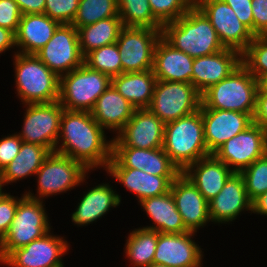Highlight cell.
I'll return each instance as SVG.
<instances>
[{"mask_svg": "<svg viewBox=\"0 0 267 267\" xmlns=\"http://www.w3.org/2000/svg\"><path fill=\"white\" fill-rule=\"evenodd\" d=\"M253 123L267 130V93H257Z\"/></svg>", "mask_w": 267, "mask_h": 267, "instance_id": "obj_47", "label": "cell"}, {"mask_svg": "<svg viewBox=\"0 0 267 267\" xmlns=\"http://www.w3.org/2000/svg\"><path fill=\"white\" fill-rule=\"evenodd\" d=\"M4 185L3 181L0 178V199L6 194V193H2V186Z\"/></svg>", "mask_w": 267, "mask_h": 267, "instance_id": "obj_52", "label": "cell"}, {"mask_svg": "<svg viewBox=\"0 0 267 267\" xmlns=\"http://www.w3.org/2000/svg\"><path fill=\"white\" fill-rule=\"evenodd\" d=\"M22 13L24 14H43L45 9V0H14Z\"/></svg>", "mask_w": 267, "mask_h": 267, "instance_id": "obj_48", "label": "cell"}, {"mask_svg": "<svg viewBox=\"0 0 267 267\" xmlns=\"http://www.w3.org/2000/svg\"><path fill=\"white\" fill-rule=\"evenodd\" d=\"M84 64L90 69L108 75L110 78L122 74V63L117 43L91 51L84 57Z\"/></svg>", "mask_w": 267, "mask_h": 267, "instance_id": "obj_35", "label": "cell"}, {"mask_svg": "<svg viewBox=\"0 0 267 267\" xmlns=\"http://www.w3.org/2000/svg\"><path fill=\"white\" fill-rule=\"evenodd\" d=\"M147 215L156 226L143 227L159 233H186L181 215L179 214L171 191L159 196L149 197L140 201Z\"/></svg>", "mask_w": 267, "mask_h": 267, "instance_id": "obj_28", "label": "cell"}, {"mask_svg": "<svg viewBox=\"0 0 267 267\" xmlns=\"http://www.w3.org/2000/svg\"><path fill=\"white\" fill-rule=\"evenodd\" d=\"M111 78L86 64L59 77V98L66 110L91 111L110 86Z\"/></svg>", "mask_w": 267, "mask_h": 267, "instance_id": "obj_6", "label": "cell"}, {"mask_svg": "<svg viewBox=\"0 0 267 267\" xmlns=\"http://www.w3.org/2000/svg\"><path fill=\"white\" fill-rule=\"evenodd\" d=\"M148 149L113 147L107 168H133L147 173Z\"/></svg>", "mask_w": 267, "mask_h": 267, "instance_id": "obj_38", "label": "cell"}, {"mask_svg": "<svg viewBox=\"0 0 267 267\" xmlns=\"http://www.w3.org/2000/svg\"><path fill=\"white\" fill-rule=\"evenodd\" d=\"M251 201L267 191V153L240 172Z\"/></svg>", "mask_w": 267, "mask_h": 267, "instance_id": "obj_37", "label": "cell"}, {"mask_svg": "<svg viewBox=\"0 0 267 267\" xmlns=\"http://www.w3.org/2000/svg\"><path fill=\"white\" fill-rule=\"evenodd\" d=\"M60 23L46 14H24L15 33L21 54L35 55L52 38Z\"/></svg>", "mask_w": 267, "mask_h": 267, "instance_id": "obj_24", "label": "cell"}, {"mask_svg": "<svg viewBox=\"0 0 267 267\" xmlns=\"http://www.w3.org/2000/svg\"><path fill=\"white\" fill-rule=\"evenodd\" d=\"M121 198L109 184L98 185L89 190L78 203L72 214V221L77 225L89 224L102 217L110 207L120 204Z\"/></svg>", "mask_w": 267, "mask_h": 267, "instance_id": "obj_29", "label": "cell"}, {"mask_svg": "<svg viewBox=\"0 0 267 267\" xmlns=\"http://www.w3.org/2000/svg\"><path fill=\"white\" fill-rule=\"evenodd\" d=\"M124 27L120 17H110L77 29L80 52L85 57L99 47L116 43Z\"/></svg>", "mask_w": 267, "mask_h": 267, "instance_id": "obj_31", "label": "cell"}, {"mask_svg": "<svg viewBox=\"0 0 267 267\" xmlns=\"http://www.w3.org/2000/svg\"><path fill=\"white\" fill-rule=\"evenodd\" d=\"M41 199L23 195L8 232L0 240V262L13 250L29 244L50 232Z\"/></svg>", "mask_w": 267, "mask_h": 267, "instance_id": "obj_7", "label": "cell"}, {"mask_svg": "<svg viewBox=\"0 0 267 267\" xmlns=\"http://www.w3.org/2000/svg\"><path fill=\"white\" fill-rule=\"evenodd\" d=\"M61 147L55 152L71 157L89 169L106 166L112 158L113 142L105 139L103 128L96 123L89 111L64 109L61 117L58 142Z\"/></svg>", "mask_w": 267, "mask_h": 267, "instance_id": "obj_1", "label": "cell"}, {"mask_svg": "<svg viewBox=\"0 0 267 267\" xmlns=\"http://www.w3.org/2000/svg\"><path fill=\"white\" fill-rule=\"evenodd\" d=\"M253 34L265 36L267 34V0H252Z\"/></svg>", "mask_w": 267, "mask_h": 267, "instance_id": "obj_45", "label": "cell"}, {"mask_svg": "<svg viewBox=\"0 0 267 267\" xmlns=\"http://www.w3.org/2000/svg\"><path fill=\"white\" fill-rule=\"evenodd\" d=\"M170 191L188 231L195 233L210 221L209 202L186 175L181 173L172 182Z\"/></svg>", "mask_w": 267, "mask_h": 267, "instance_id": "obj_19", "label": "cell"}, {"mask_svg": "<svg viewBox=\"0 0 267 267\" xmlns=\"http://www.w3.org/2000/svg\"><path fill=\"white\" fill-rule=\"evenodd\" d=\"M162 36V29L124 26L116 41L122 73L153 69L154 49Z\"/></svg>", "mask_w": 267, "mask_h": 267, "instance_id": "obj_9", "label": "cell"}, {"mask_svg": "<svg viewBox=\"0 0 267 267\" xmlns=\"http://www.w3.org/2000/svg\"><path fill=\"white\" fill-rule=\"evenodd\" d=\"M120 183L135 192L139 202L167 193L178 176H156L133 168H106Z\"/></svg>", "mask_w": 267, "mask_h": 267, "instance_id": "obj_26", "label": "cell"}, {"mask_svg": "<svg viewBox=\"0 0 267 267\" xmlns=\"http://www.w3.org/2000/svg\"><path fill=\"white\" fill-rule=\"evenodd\" d=\"M208 152L213 154L227 140L247 129L253 118L238 111L200 109Z\"/></svg>", "mask_w": 267, "mask_h": 267, "instance_id": "obj_17", "label": "cell"}, {"mask_svg": "<svg viewBox=\"0 0 267 267\" xmlns=\"http://www.w3.org/2000/svg\"><path fill=\"white\" fill-rule=\"evenodd\" d=\"M16 46L15 33L7 28L0 27V53Z\"/></svg>", "mask_w": 267, "mask_h": 267, "instance_id": "obj_49", "label": "cell"}, {"mask_svg": "<svg viewBox=\"0 0 267 267\" xmlns=\"http://www.w3.org/2000/svg\"><path fill=\"white\" fill-rule=\"evenodd\" d=\"M110 17H119L118 0H79L72 25L78 29Z\"/></svg>", "mask_w": 267, "mask_h": 267, "instance_id": "obj_34", "label": "cell"}, {"mask_svg": "<svg viewBox=\"0 0 267 267\" xmlns=\"http://www.w3.org/2000/svg\"><path fill=\"white\" fill-rule=\"evenodd\" d=\"M253 213L267 215V191L252 201Z\"/></svg>", "mask_w": 267, "mask_h": 267, "instance_id": "obj_50", "label": "cell"}, {"mask_svg": "<svg viewBox=\"0 0 267 267\" xmlns=\"http://www.w3.org/2000/svg\"><path fill=\"white\" fill-rule=\"evenodd\" d=\"M153 70L122 73L111 78L113 87L135 108L148 109L156 84Z\"/></svg>", "mask_w": 267, "mask_h": 267, "instance_id": "obj_27", "label": "cell"}, {"mask_svg": "<svg viewBox=\"0 0 267 267\" xmlns=\"http://www.w3.org/2000/svg\"><path fill=\"white\" fill-rule=\"evenodd\" d=\"M87 170L82 163L71 157L51 152L36 172L39 177V198L29 192L25 195L40 200V197L67 191L84 181Z\"/></svg>", "mask_w": 267, "mask_h": 267, "instance_id": "obj_11", "label": "cell"}, {"mask_svg": "<svg viewBox=\"0 0 267 267\" xmlns=\"http://www.w3.org/2000/svg\"><path fill=\"white\" fill-rule=\"evenodd\" d=\"M257 91V79L241 64L228 77L202 94L200 109L238 111L253 118Z\"/></svg>", "mask_w": 267, "mask_h": 267, "instance_id": "obj_4", "label": "cell"}, {"mask_svg": "<svg viewBox=\"0 0 267 267\" xmlns=\"http://www.w3.org/2000/svg\"><path fill=\"white\" fill-rule=\"evenodd\" d=\"M196 167V169H194ZM194 169V170H193ZM209 202L224 187L234 173L224 162L213 154L190 164L183 172Z\"/></svg>", "mask_w": 267, "mask_h": 267, "instance_id": "obj_23", "label": "cell"}, {"mask_svg": "<svg viewBox=\"0 0 267 267\" xmlns=\"http://www.w3.org/2000/svg\"><path fill=\"white\" fill-rule=\"evenodd\" d=\"M17 93L23 103H50L59 98V77L36 55L15 54Z\"/></svg>", "mask_w": 267, "mask_h": 267, "instance_id": "obj_5", "label": "cell"}, {"mask_svg": "<svg viewBox=\"0 0 267 267\" xmlns=\"http://www.w3.org/2000/svg\"><path fill=\"white\" fill-rule=\"evenodd\" d=\"M162 37L193 58L225 49L209 19L195 4L176 21L165 23Z\"/></svg>", "mask_w": 267, "mask_h": 267, "instance_id": "obj_2", "label": "cell"}, {"mask_svg": "<svg viewBox=\"0 0 267 267\" xmlns=\"http://www.w3.org/2000/svg\"><path fill=\"white\" fill-rule=\"evenodd\" d=\"M126 241V256L135 267H147L153 263L158 242L157 231L139 228L132 231Z\"/></svg>", "mask_w": 267, "mask_h": 267, "instance_id": "obj_32", "label": "cell"}, {"mask_svg": "<svg viewBox=\"0 0 267 267\" xmlns=\"http://www.w3.org/2000/svg\"><path fill=\"white\" fill-rule=\"evenodd\" d=\"M202 95L191 83L157 80L149 110L164 123L200 109Z\"/></svg>", "mask_w": 267, "mask_h": 267, "instance_id": "obj_8", "label": "cell"}, {"mask_svg": "<svg viewBox=\"0 0 267 267\" xmlns=\"http://www.w3.org/2000/svg\"><path fill=\"white\" fill-rule=\"evenodd\" d=\"M18 202L19 200L7 193L0 199V240L13 222Z\"/></svg>", "mask_w": 267, "mask_h": 267, "instance_id": "obj_43", "label": "cell"}, {"mask_svg": "<svg viewBox=\"0 0 267 267\" xmlns=\"http://www.w3.org/2000/svg\"><path fill=\"white\" fill-rule=\"evenodd\" d=\"M27 105L23 131L18 136L25 143L38 144L55 152L64 108L59 101Z\"/></svg>", "mask_w": 267, "mask_h": 267, "instance_id": "obj_10", "label": "cell"}, {"mask_svg": "<svg viewBox=\"0 0 267 267\" xmlns=\"http://www.w3.org/2000/svg\"><path fill=\"white\" fill-rule=\"evenodd\" d=\"M67 250L68 244L64 239L46 233L11 251L0 263L11 267H63L60 257Z\"/></svg>", "mask_w": 267, "mask_h": 267, "instance_id": "obj_16", "label": "cell"}, {"mask_svg": "<svg viewBox=\"0 0 267 267\" xmlns=\"http://www.w3.org/2000/svg\"><path fill=\"white\" fill-rule=\"evenodd\" d=\"M134 110L135 108L110 84L90 112L103 129L120 132L132 117Z\"/></svg>", "mask_w": 267, "mask_h": 267, "instance_id": "obj_25", "label": "cell"}, {"mask_svg": "<svg viewBox=\"0 0 267 267\" xmlns=\"http://www.w3.org/2000/svg\"><path fill=\"white\" fill-rule=\"evenodd\" d=\"M163 149L181 172L190 164L211 155L204 138L200 109L165 123Z\"/></svg>", "mask_w": 267, "mask_h": 267, "instance_id": "obj_3", "label": "cell"}, {"mask_svg": "<svg viewBox=\"0 0 267 267\" xmlns=\"http://www.w3.org/2000/svg\"><path fill=\"white\" fill-rule=\"evenodd\" d=\"M35 55L58 77L84 63L78 32L72 24H60L52 38Z\"/></svg>", "mask_w": 267, "mask_h": 267, "instance_id": "obj_13", "label": "cell"}, {"mask_svg": "<svg viewBox=\"0 0 267 267\" xmlns=\"http://www.w3.org/2000/svg\"><path fill=\"white\" fill-rule=\"evenodd\" d=\"M242 64L256 79L267 74L266 36H254L253 41L242 53Z\"/></svg>", "mask_w": 267, "mask_h": 267, "instance_id": "obj_36", "label": "cell"}, {"mask_svg": "<svg viewBox=\"0 0 267 267\" xmlns=\"http://www.w3.org/2000/svg\"><path fill=\"white\" fill-rule=\"evenodd\" d=\"M194 58L175 49L162 36L154 49L153 72L157 80L192 84Z\"/></svg>", "mask_w": 267, "mask_h": 267, "instance_id": "obj_22", "label": "cell"}, {"mask_svg": "<svg viewBox=\"0 0 267 267\" xmlns=\"http://www.w3.org/2000/svg\"><path fill=\"white\" fill-rule=\"evenodd\" d=\"M118 10L126 27L163 28V24L153 15L148 0H118Z\"/></svg>", "mask_w": 267, "mask_h": 267, "instance_id": "obj_33", "label": "cell"}, {"mask_svg": "<svg viewBox=\"0 0 267 267\" xmlns=\"http://www.w3.org/2000/svg\"><path fill=\"white\" fill-rule=\"evenodd\" d=\"M147 173L156 176H179L182 172L162 148L148 149Z\"/></svg>", "mask_w": 267, "mask_h": 267, "instance_id": "obj_40", "label": "cell"}, {"mask_svg": "<svg viewBox=\"0 0 267 267\" xmlns=\"http://www.w3.org/2000/svg\"><path fill=\"white\" fill-rule=\"evenodd\" d=\"M165 123L149 109H135L132 117L112 140L113 147L162 148Z\"/></svg>", "mask_w": 267, "mask_h": 267, "instance_id": "obj_15", "label": "cell"}, {"mask_svg": "<svg viewBox=\"0 0 267 267\" xmlns=\"http://www.w3.org/2000/svg\"><path fill=\"white\" fill-rule=\"evenodd\" d=\"M194 232L159 233L153 263L167 267H201L202 250L191 237Z\"/></svg>", "mask_w": 267, "mask_h": 267, "instance_id": "obj_18", "label": "cell"}, {"mask_svg": "<svg viewBox=\"0 0 267 267\" xmlns=\"http://www.w3.org/2000/svg\"><path fill=\"white\" fill-rule=\"evenodd\" d=\"M147 267H167V266H165V265H162V264H156V263H152V264H150L149 266H147Z\"/></svg>", "mask_w": 267, "mask_h": 267, "instance_id": "obj_53", "label": "cell"}, {"mask_svg": "<svg viewBox=\"0 0 267 267\" xmlns=\"http://www.w3.org/2000/svg\"><path fill=\"white\" fill-rule=\"evenodd\" d=\"M258 91L257 93H267V74L262 75L257 79Z\"/></svg>", "mask_w": 267, "mask_h": 267, "instance_id": "obj_51", "label": "cell"}, {"mask_svg": "<svg viewBox=\"0 0 267 267\" xmlns=\"http://www.w3.org/2000/svg\"><path fill=\"white\" fill-rule=\"evenodd\" d=\"M195 5L209 19L225 48L242 54L253 41L255 35L223 0H195Z\"/></svg>", "mask_w": 267, "mask_h": 267, "instance_id": "obj_12", "label": "cell"}, {"mask_svg": "<svg viewBox=\"0 0 267 267\" xmlns=\"http://www.w3.org/2000/svg\"><path fill=\"white\" fill-rule=\"evenodd\" d=\"M51 151L41 145L22 142L19 153L0 172L3 183L15 182L31 174H36Z\"/></svg>", "mask_w": 267, "mask_h": 267, "instance_id": "obj_30", "label": "cell"}, {"mask_svg": "<svg viewBox=\"0 0 267 267\" xmlns=\"http://www.w3.org/2000/svg\"><path fill=\"white\" fill-rule=\"evenodd\" d=\"M244 209L252 211V201L247 195L242 175L234 172L221 191L209 201L210 220L229 222Z\"/></svg>", "mask_w": 267, "mask_h": 267, "instance_id": "obj_21", "label": "cell"}, {"mask_svg": "<svg viewBox=\"0 0 267 267\" xmlns=\"http://www.w3.org/2000/svg\"><path fill=\"white\" fill-rule=\"evenodd\" d=\"M22 13L14 0H0V27L16 33Z\"/></svg>", "mask_w": 267, "mask_h": 267, "instance_id": "obj_42", "label": "cell"}, {"mask_svg": "<svg viewBox=\"0 0 267 267\" xmlns=\"http://www.w3.org/2000/svg\"><path fill=\"white\" fill-rule=\"evenodd\" d=\"M242 64V54L225 48L208 56L194 58L192 84L202 95L211 86L228 77Z\"/></svg>", "mask_w": 267, "mask_h": 267, "instance_id": "obj_20", "label": "cell"}, {"mask_svg": "<svg viewBox=\"0 0 267 267\" xmlns=\"http://www.w3.org/2000/svg\"><path fill=\"white\" fill-rule=\"evenodd\" d=\"M153 15L164 25L176 21L194 4L195 0H148Z\"/></svg>", "mask_w": 267, "mask_h": 267, "instance_id": "obj_39", "label": "cell"}, {"mask_svg": "<svg viewBox=\"0 0 267 267\" xmlns=\"http://www.w3.org/2000/svg\"><path fill=\"white\" fill-rule=\"evenodd\" d=\"M22 139L18 134L10 135L0 140V172L16 157L19 153Z\"/></svg>", "mask_w": 267, "mask_h": 267, "instance_id": "obj_44", "label": "cell"}, {"mask_svg": "<svg viewBox=\"0 0 267 267\" xmlns=\"http://www.w3.org/2000/svg\"><path fill=\"white\" fill-rule=\"evenodd\" d=\"M79 7V0H45L44 14L60 24H72Z\"/></svg>", "mask_w": 267, "mask_h": 267, "instance_id": "obj_41", "label": "cell"}, {"mask_svg": "<svg viewBox=\"0 0 267 267\" xmlns=\"http://www.w3.org/2000/svg\"><path fill=\"white\" fill-rule=\"evenodd\" d=\"M235 12L238 19L253 33L252 0H223Z\"/></svg>", "mask_w": 267, "mask_h": 267, "instance_id": "obj_46", "label": "cell"}, {"mask_svg": "<svg viewBox=\"0 0 267 267\" xmlns=\"http://www.w3.org/2000/svg\"><path fill=\"white\" fill-rule=\"evenodd\" d=\"M267 153V130L252 123L247 129L227 140L213 155L233 172L240 173Z\"/></svg>", "mask_w": 267, "mask_h": 267, "instance_id": "obj_14", "label": "cell"}]
</instances>
